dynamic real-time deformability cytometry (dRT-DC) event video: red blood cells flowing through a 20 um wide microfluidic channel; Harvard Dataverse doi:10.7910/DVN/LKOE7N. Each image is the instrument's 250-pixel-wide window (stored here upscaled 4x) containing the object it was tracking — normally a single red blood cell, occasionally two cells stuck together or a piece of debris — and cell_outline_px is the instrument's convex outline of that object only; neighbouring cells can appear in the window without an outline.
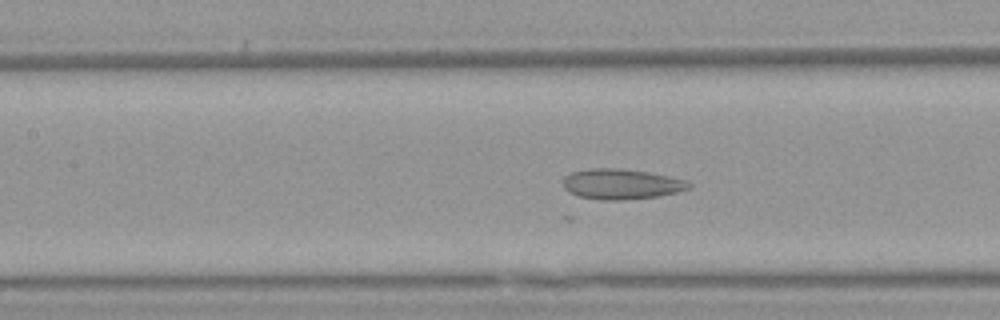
{"species": "Egyptian fruit bat (a non-hibernating species)", "species_latin": "Rousettus aegyptiacus", "temperature_condition": "warm", "stored_images_in_passage": 40, "camera_frame_rate_fps": 3000, "um_per_image_px": 0.085, "animal": {"sex": "female"}, "frame": {"image": 1, "passage_image": 10, "time_ms": 3.0, "image_size_px": [1000, 320], "cell_outline_px": [[692, 188], [676, 192], [656, 196], [624, 200], [604, 200], [580, 196], [568, 192], [564, 188], [564, 176], [572, 172], [588, 168], [620, 168], [648, 172], [688, 180], [692, 184]], "centroid_in_image_um": [52.83, 15.64], "position_along_channel_um": 154.6, "area_um2": 22.25}}
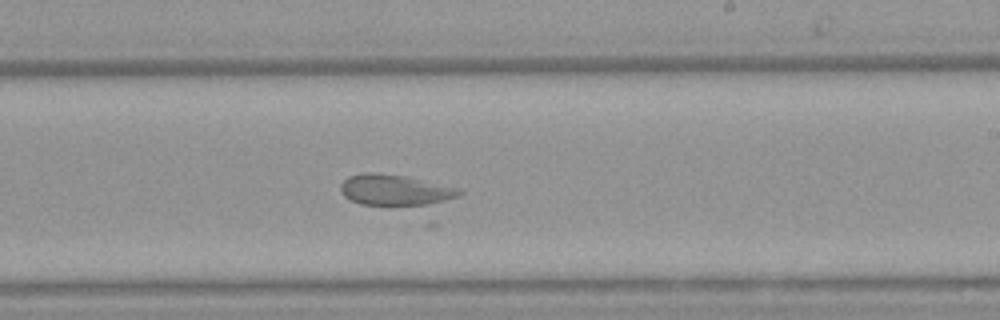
{"frame": {"image": 2, "passage_image": 18, "time_ms": 5.667, "image_size_px": [1000, 320], "cell_outline_px": [[464, 192], [460, 196], [428, 204], [360, 204], [344, 196], [340, 192], [340, 184], [348, 176], [364, 172], [372, 172], [404, 176], [460, 188]], "centroid_in_image_um": [33.55, 16.13], "position_along_channel_um": 255.4, "area_um2": 20.98}}
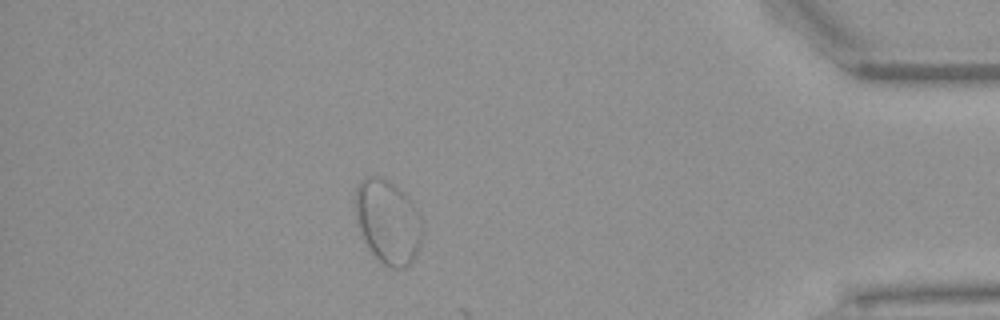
{"frame": {"image": 3, "passage_image": 33, "time_ms": 10.667, "image_size_px": [1000, 320], "cell_outline_px": [[424, 232], [416, 256], [404, 268], [392, 268], [384, 264], [372, 252], [364, 240], [360, 232], [356, 216], [356, 184], [360, 180], [368, 176], [380, 176], [388, 180], [400, 188], [408, 196], [416, 208], [420, 216]], "centroid_in_image_um": [32.99, 18.82], "position_along_channel_um": 402.2, "area_um2": 32.89}}